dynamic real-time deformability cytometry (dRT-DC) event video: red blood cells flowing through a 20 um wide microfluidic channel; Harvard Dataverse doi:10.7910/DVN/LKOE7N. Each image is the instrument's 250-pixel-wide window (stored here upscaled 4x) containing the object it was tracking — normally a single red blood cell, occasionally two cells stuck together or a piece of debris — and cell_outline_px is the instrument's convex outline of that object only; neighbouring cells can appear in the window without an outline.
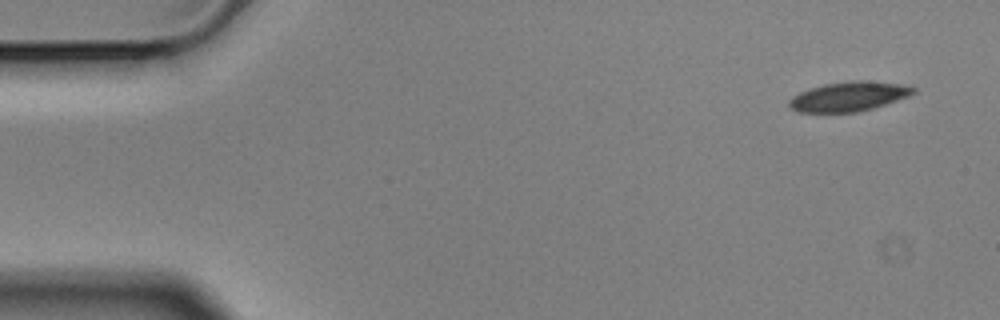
{"species": "Egyptian fruit bat (a non-hibernating species)", "species_latin": "Rousettus aegyptiacus", "temperature_condition": "cold", "stored_images_in_passage": 5, "camera_frame_rate_fps": 3000, "um_per_image_px": 0.085, "animal": {"sex": "male"}, "frame": {"image": 1, "passage_image": 1, "time_ms": 0.0, "image_size_px": [1000, 320], "cell_outline_px": [[916, 92], [908, 96], [872, 108], [856, 112], [800, 112], [792, 108], [788, 104], [788, 100], [792, 96], [808, 88], [824, 84], [852, 80], [864, 80], [896, 84], [916, 88]], "centroid_in_image_um": [72.09, 8.19], "position_along_channel_um": 12.9, "area_um2": 21.1}}
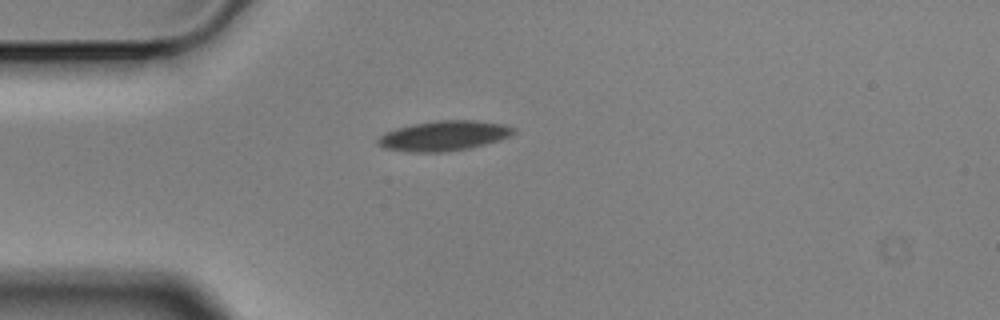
{"frame": {"image": 2, "passage_image": 4, "time_ms": 1.0, "image_size_px": [1000, 320], "cell_outline_px": [[516, 132], [512, 136], [500, 140], [468, 148], [448, 152], [408, 152], [384, 148], [376, 144], [376, 140], [380, 136], [396, 128], [412, 124], [436, 120], [476, 120], [504, 124], [516, 128]], "centroid_in_image_um": [37.75, 11.54], "position_along_channel_um": 47.2, "area_um2": 23.93}}